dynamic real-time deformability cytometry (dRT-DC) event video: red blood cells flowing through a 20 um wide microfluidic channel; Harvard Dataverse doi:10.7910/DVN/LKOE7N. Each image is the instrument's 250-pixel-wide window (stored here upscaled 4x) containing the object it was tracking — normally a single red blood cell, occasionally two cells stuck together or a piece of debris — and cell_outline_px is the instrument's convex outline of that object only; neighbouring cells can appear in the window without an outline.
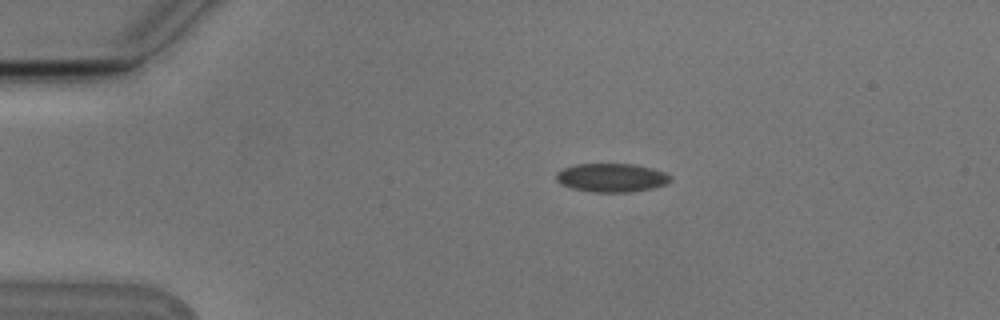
{"species": "Egyptian fruit bat (a non-hibernating species)", "species_latin": "Rousettus aegyptiacus", "temperature_condition": "cold", "stored_images_in_passage": 45, "camera_frame_rate_fps": 3000, "um_per_image_px": 0.085, "animal": {"sex": "male"}, "frame": {"image": 1, "passage_image": 2, "time_ms": 0.333, "image_size_px": [1000, 320], "cell_outline_px": [[672, 180], [664, 184], [652, 188], [628, 192], [592, 192], [572, 188], [560, 184], [556, 180], [556, 172], [564, 168], [576, 164], [632, 164], [652, 168], [664, 172], [672, 176]], "centroid_in_image_um": [51.97, 15.1], "position_along_channel_um": 33.0, "area_um2": 19.02}}
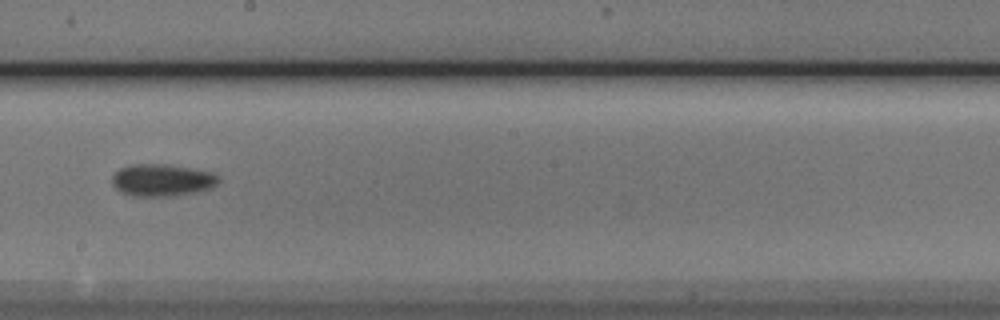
{"frame": {"image": 2, "passage_image": 22, "time_ms": 7.0, "image_size_px": [1000, 320], "cell_outline_px": [[220, 180], [216, 184], [208, 188], [196, 192], [168, 196], [132, 196], [120, 192], [112, 184], [112, 176], [120, 168], [132, 164], [168, 164], [212, 172], [220, 176]], "centroid_in_image_um": [13.76, 15.3], "position_along_channel_um": 234.4, "area_um2": 19.94}}
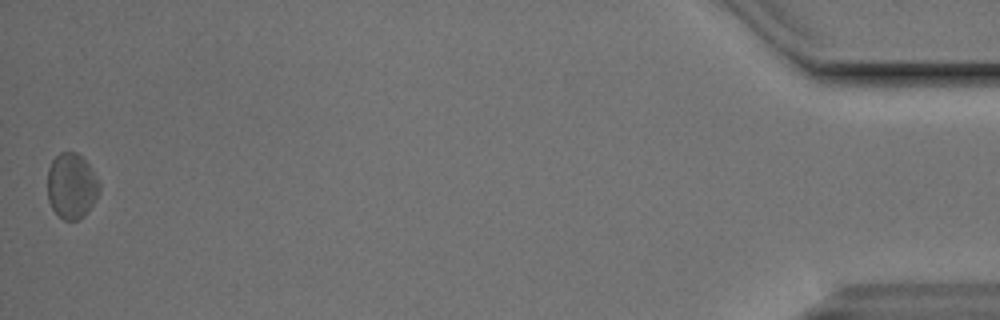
{"frame": {"image": 3, "passage_image": 45, "time_ms": 14.667, "image_size_px": [1000, 320], "cell_outline_px": [[100, 192], [84, 216], [76, 220], [64, 220], [52, 208], [48, 200], [48, 168], [52, 160], [60, 152], [76, 152], [88, 164], [100, 184]], "centroid_in_image_um": [6.08, 15.8], "position_along_channel_um": 429.1, "area_um2": 19.59}, "authors_computed_cell_mechanics": {"area_um2": 19.1318, "velocity_mm_per_s": 3.7658, "shape_relaxation_time_tau1_ms": null, "shape_relaxation_time_tau2_ms": 6.8392, "deformation_change_tau1": null, "deformation_change_tau2": 0.0963}}